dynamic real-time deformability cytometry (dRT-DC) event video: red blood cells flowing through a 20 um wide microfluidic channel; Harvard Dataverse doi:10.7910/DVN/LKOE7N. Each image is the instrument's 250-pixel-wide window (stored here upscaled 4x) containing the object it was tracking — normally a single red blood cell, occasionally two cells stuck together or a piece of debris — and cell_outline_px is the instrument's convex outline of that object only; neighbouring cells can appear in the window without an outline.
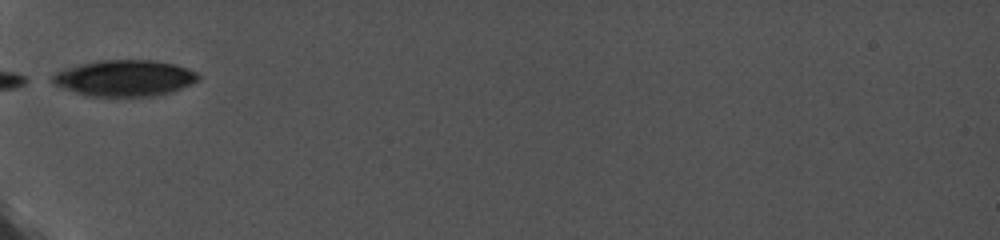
{"species": "common noctule bat (a hibernating species)", "species_latin": "Nyctalus noctula", "temperature_condition": "cold", "stored_images_in_passage": 12, "camera_frame_rate_fps": 5000, "um_per_image_px": 0.085, "animal": {"sex": "female", "body_mass_g": 19.0, "forearm_length_mm": 56.7}, "frame": {"image": 1, "passage_image": 1, "time_ms": 0.0, "image_size_px": [1000, 240], "cell_outline_px": [[200, 80], [192, 84], [172, 92], [152, 96], [92, 96], [76, 92], [52, 84], [52, 76], [56, 72], [64, 68], [80, 64], [100, 60], [152, 60], [176, 64], [196, 72], [200, 76]], "centroid_in_image_um": [10.62, 6.63], "position_along_channel_um": 74.4, "area_um2": 30.75}}